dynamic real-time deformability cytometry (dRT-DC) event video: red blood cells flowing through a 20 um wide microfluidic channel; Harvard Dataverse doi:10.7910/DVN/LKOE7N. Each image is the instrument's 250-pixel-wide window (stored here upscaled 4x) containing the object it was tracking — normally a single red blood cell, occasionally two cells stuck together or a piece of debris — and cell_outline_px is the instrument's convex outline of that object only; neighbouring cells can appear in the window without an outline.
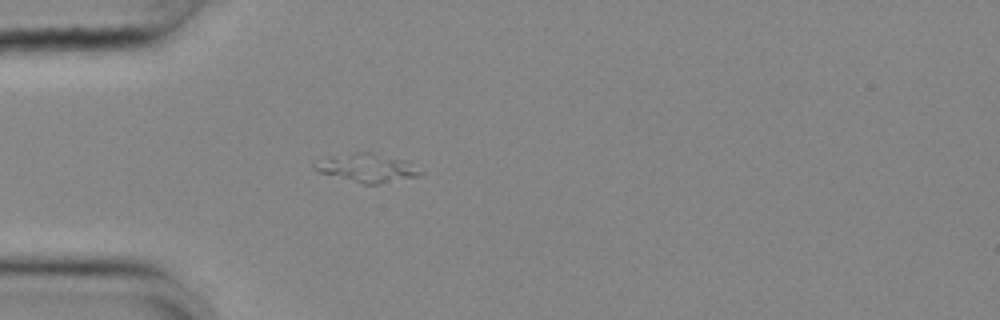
{"species": "common noctule bat (a hibernating species)", "species_latin": "Nyctalus noctula", "temperature_condition": "cold", "stored_images_in_passage": 40, "camera_frame_rate_fps": 3000, "um_per_image_px": 0.085, "animal": {"sex": "female", "body_mass_g": 25.1}, "frame": {"image": 1, "passage_image": 1, "time_ms": 0.0, "image_size_px": [1000, 320], "cell_outline_px": [[424, 172], [420, 176], [376, 184], [364, 184], [320, 172], [312, 168], [312, 164], [356, 152], [368, 152], [400, 160]], "centroid_in_image_um": [31.23, 14.31], "position_along_channel_um": 53.8, "area_um2": 16.36}}
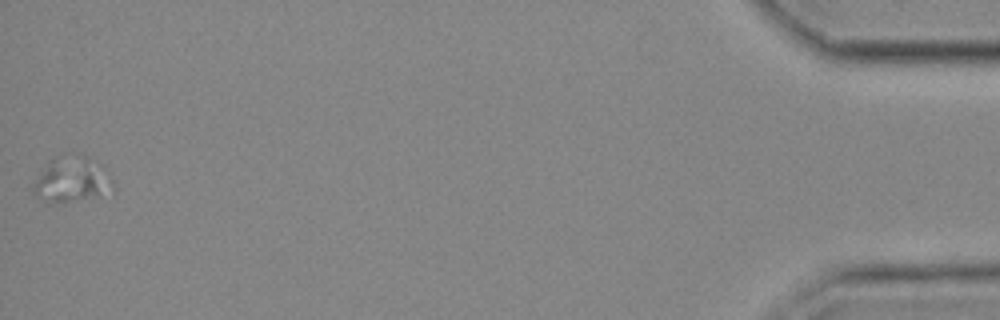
{"frame": {"image": 2, "passage_image": 40, "time_ms": 13.0, "image_size_px": [1000, 320], "cell_outline_px": [[112, 188], [92, 196], [64, 204], [36, 196], [32, 192], [32, 188], [36, 180], [48, 164], [52, 160], [64, 152], [72, 152], [84, 156], [104, 164], [112, 180]], "centroid_in_image_um": [6.12, 15.21], "position_along_channel_um": 429.1, "area_um2": 20.63}}